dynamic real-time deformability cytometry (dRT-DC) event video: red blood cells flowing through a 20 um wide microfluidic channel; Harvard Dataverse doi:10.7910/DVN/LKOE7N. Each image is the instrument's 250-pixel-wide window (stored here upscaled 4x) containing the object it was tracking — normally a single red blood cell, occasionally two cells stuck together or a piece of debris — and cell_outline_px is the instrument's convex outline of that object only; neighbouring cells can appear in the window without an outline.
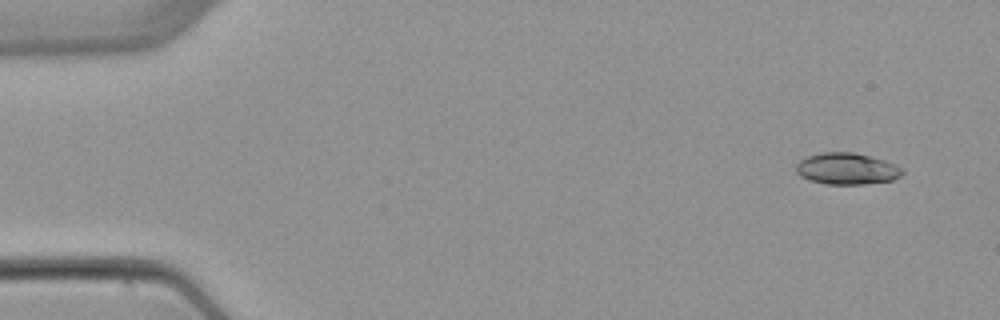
{"species": "common noctule bat (a hibernating species)", "species_latin": "Nyctalus noctula", "temperature_condition": "warm", "stored_images_in_passage": 5, "camera_frame_rate_fps": 3000, "um_per_image_px": 0.085, "animal": {"sex": "female", "body_mass_g": 22.7, "forearm_length_mm": 54.2}, "frame": {"image": 1, "passage_image": 1, "time_ms": 0.0, "image_size_px": [1000, 320], "cell_outline_px": [[904, 172], [900, 176], [892, 180], [864, 184], [824, 184], [808, 180], [800, 176], [796, 172], [796, 164], [800, 160], [808, 156], [824, 152], [852, 152], [884, 160], [896, 164], [904, 168]], "centroid_in_image_um": [71.98, 14.35], "position_along_channel_um": 13.0, "area_um2": 19.59}}
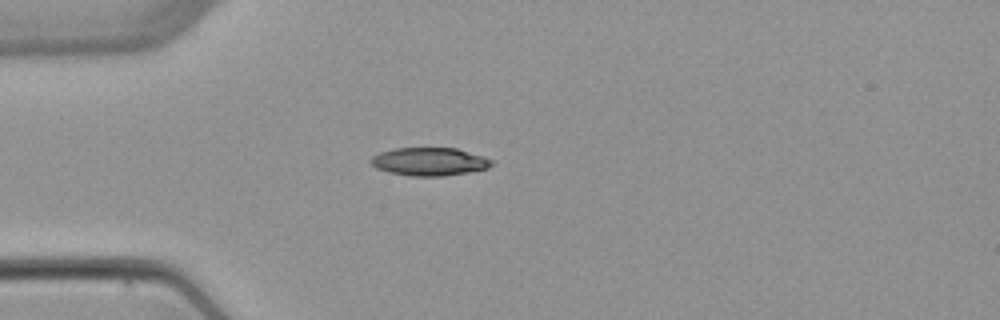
{"frame": {"image": 2, "passage_image": 4, "time_ms": 3.667, "image_size_px": [1000, 320], "cell_outline_px": [[492, 164], [488, 168], [468, 172], [444, 176], [412, 176], [388, 172], [376, 168], [368, 160], [372, 156], [380, 152], [396, 148], [456, 148], [484, 156], [492, 160]], "centroid_in_image_um": [36.48, 13.73], "position_along_channel_um": 48.5, "area_um2": 19.77}}